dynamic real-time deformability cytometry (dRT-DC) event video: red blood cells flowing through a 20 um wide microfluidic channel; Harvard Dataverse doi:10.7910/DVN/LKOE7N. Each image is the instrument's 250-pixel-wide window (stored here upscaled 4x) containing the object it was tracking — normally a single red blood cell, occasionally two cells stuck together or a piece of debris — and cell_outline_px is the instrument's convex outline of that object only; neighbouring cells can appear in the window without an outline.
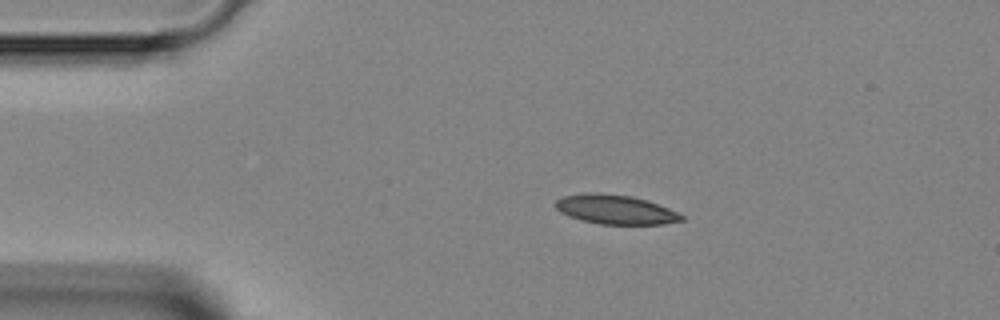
{"species": "Egyptian fruit bat (a non-hibernating species)", "species_latin": "Rousettus aegyptiacus", "temperature_condition": "room temperature", "stored_images_in_passage": 3, "camera_frame_rate_fps": 3000, "um_per_image_px": 0.085, "animal": {"sex": "female"}, "frame": {"image": 1, "passage_image": 2, "time_ms": 1.0, "image_size_px": [1000, 320], "cell_outline_px": [[684, 220], [664, 224], [600, 224], [580, 220], [568, 216], [560, 212], [556, 208], [556, 200], [564, 196], [584, 192], [600, 192], [632, 196], [648, 200], [668, 208], [684, 216]], "centroid_in_image_um": [52.29, 17.8], "position_along_channel_um": 32.7, "area_um2": 21.68}}